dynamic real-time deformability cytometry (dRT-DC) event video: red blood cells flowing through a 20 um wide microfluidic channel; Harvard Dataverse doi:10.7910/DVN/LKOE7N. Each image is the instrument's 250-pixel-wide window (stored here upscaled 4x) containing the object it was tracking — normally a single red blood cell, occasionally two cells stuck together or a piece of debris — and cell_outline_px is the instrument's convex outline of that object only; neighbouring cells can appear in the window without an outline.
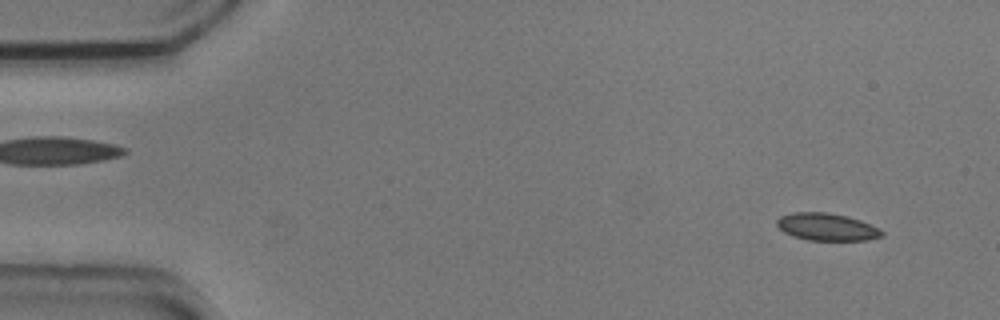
{"species": "common noctule bat (a hibernating species)", "species_latin": "Nyctalus noctula", "temperature_condition": "cold", "stored_images_in_passage": 4, "camera_frame_rate_fps": 3000, "um_per_image_px": 0.085, "animal": {"sex": "male", "body_mass_g": 20.5, "forearm_length_mm": 52.5}, "frame": {"image": 1, "passage_image": 1, "time_ms": 0.0, "image_size_px": [1000, 320], "cell_outline_px": [[884, 236], [868, 240], [808, 240], [792, 236], [784, 232], [776, 224], [776, 220], [780, 216], [792, 212], [828, 212], [848, 216], [872, 224], [880, 228], [884, 232]], "centroid_in_image_um": [70.3, 19.28], "position_along_channel_um": 14.7, "area_um2": 16.99}}
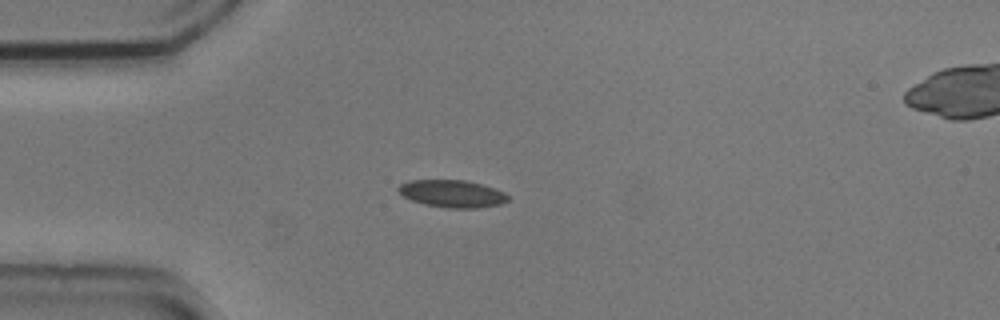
{"frame": {"image": 2, "passage_image": 4, "time_ms": 1.0, "image_size_px": [1000, 320], "cell_outline_px": [[508, 200], [500, 204], [476, 208], [448, 208], [424, 204], [412, 200], [404, 196], [396, 188], [400, 184], [408, 180], [464, 180], [480, 184], [504, 192], [508, 196]], "centroid_in_image_um": [38.4, 16.46], "position_along_channel_um": 46.6, "area_um2": 17.28}}